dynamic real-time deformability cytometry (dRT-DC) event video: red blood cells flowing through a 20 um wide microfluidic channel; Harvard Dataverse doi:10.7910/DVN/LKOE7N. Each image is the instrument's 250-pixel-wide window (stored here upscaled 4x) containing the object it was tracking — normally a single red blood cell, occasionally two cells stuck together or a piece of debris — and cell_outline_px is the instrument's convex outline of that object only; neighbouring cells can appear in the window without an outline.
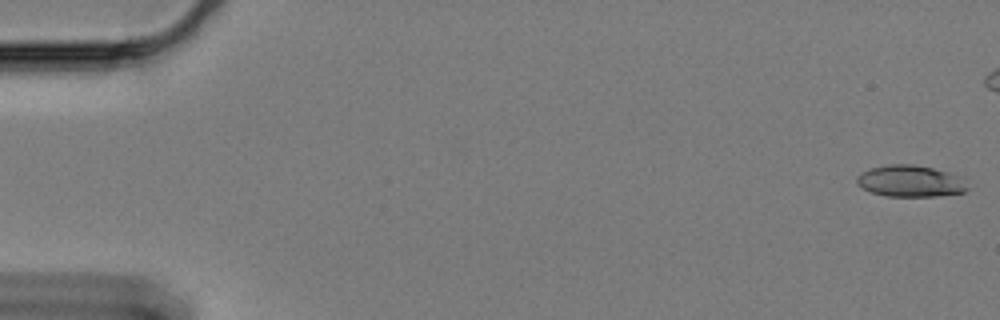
{"species": "Egyptian fruit bat (a non-hibernating species)", "species_latin": "Rousettus aegyptiacus", "temperature_condition": "cold", "stored_images_in_passage": 9, "camera_frame_rate_fps": 3000, "um_per_image_px": 0.085, "animal": {"sex": "female"}, "frame": {"image": 1, "passage_image": 1, "time_ms": 0.0, "image_size_px": [1000, 320], "cell_outline_px": [[968, 188], [964, 192], [936, 196], [884, 196], [872, 192], [856, 184], [856, 176], [860, 172], [872, 168], [888, 164], [912, 164], [932, 168], [948, 172], [956, 176]], "centroid_in_image_um": [77.29, 15.39], "position_along_channel_um": 7.7, "area_um2": 20.06}}